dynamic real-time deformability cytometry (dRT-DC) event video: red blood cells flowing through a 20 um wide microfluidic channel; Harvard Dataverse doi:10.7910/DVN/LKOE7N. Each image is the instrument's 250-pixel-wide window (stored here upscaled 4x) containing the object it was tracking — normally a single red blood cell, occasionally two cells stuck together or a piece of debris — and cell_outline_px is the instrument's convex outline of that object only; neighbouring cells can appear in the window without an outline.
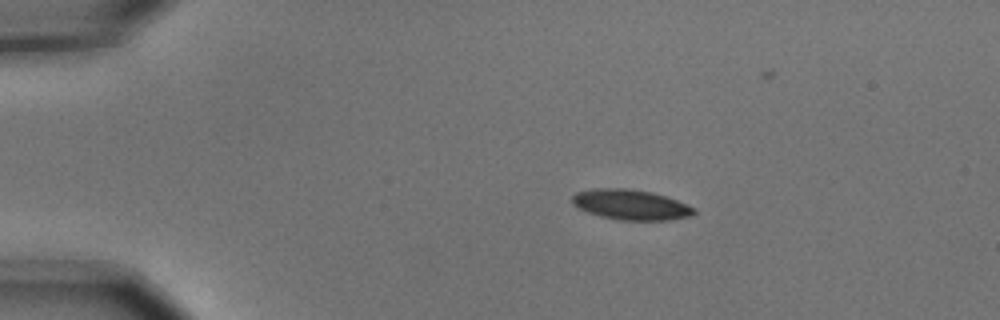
{"species": "common noctule bat (a hibernating species)", "species_latin": "Nyctalus noctula", "temperature_condition": "cold", "stored_images_in_passage": 5, "camera_frame_rate_fps": 3000, "um_per_image_px": 0.085, "animal": {"sex": "male", "body_mass_g": 15.6}, "frame": {"image": 1, "passage_image": 2, "time_ms": 0.333, "image_size_px": [1000, 320], "cell_outline_px": [[696, 212], [692, 216], [668, 220], [620, 220], [600, 216], [588, 212], [572, 204], [572, 196], [576, 192], [596, 188], [624, 188], [652, 192], [676, 200], [696, 208]], "centroid_in_image_um": [53.62, 17.4], "position_along_channel_um": 31.4, "area_um2": 21.39}}
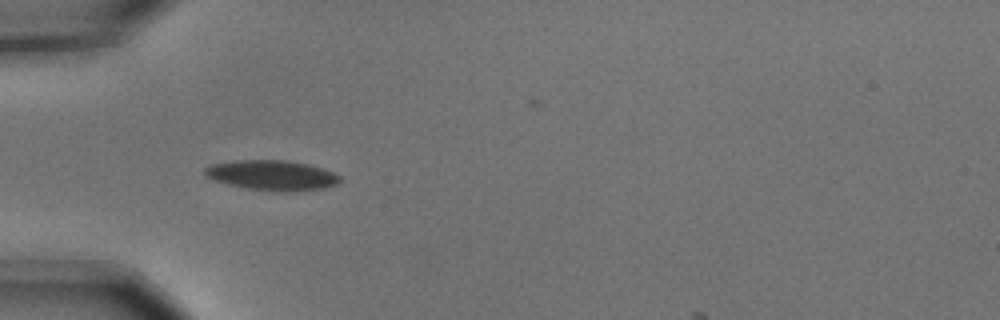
{"frame": {"image": 2, "passage_image": 4, "time_ms": 1.0, "image_size_px": [1000, 320], "cell_outline_px": [[340, 180], [336, 184], [324, 188], [284, 192], [248, 188], [228, 184], [216, 180], [208, 176], [204, 172], [204, 168], [212, 164], [236, 160], [288, 160], [308, 164], [332, 172], [340, 176]], "centroid_in_image_um": [23.13, 14.89], "position_along_channel_um": 61.9, "area_um2": 23.29}}
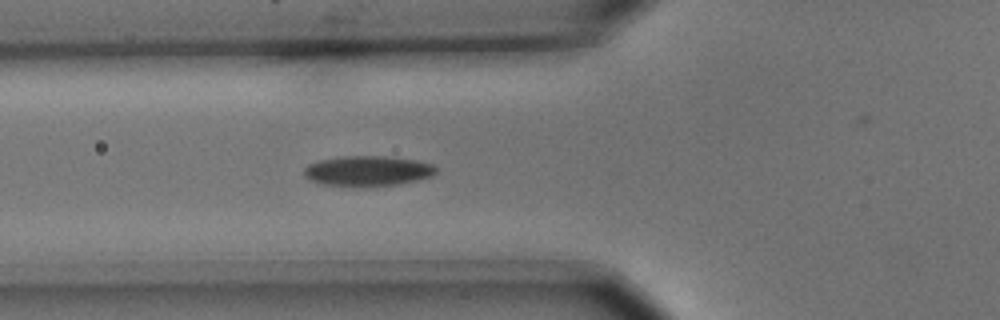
{"frame": {"image": 3, "passage_image": 5, "time_ms": 1.333, "image_size_px": [1000, 320], "cell_outline_px": [[436, 172], [432, 176], [416, 180], [396, 184], [360, 188], [324, 184], [308, 180], [304, 176], [304, 168], [308, 164], [320, 160], [340, 156], [388, 156], [416, 160], [432, 164], [436, 168]], "centroid_in_image_um": [31.22, 14.54], "position_along_channel_um": 94.6, "area_um2": 23.58}}